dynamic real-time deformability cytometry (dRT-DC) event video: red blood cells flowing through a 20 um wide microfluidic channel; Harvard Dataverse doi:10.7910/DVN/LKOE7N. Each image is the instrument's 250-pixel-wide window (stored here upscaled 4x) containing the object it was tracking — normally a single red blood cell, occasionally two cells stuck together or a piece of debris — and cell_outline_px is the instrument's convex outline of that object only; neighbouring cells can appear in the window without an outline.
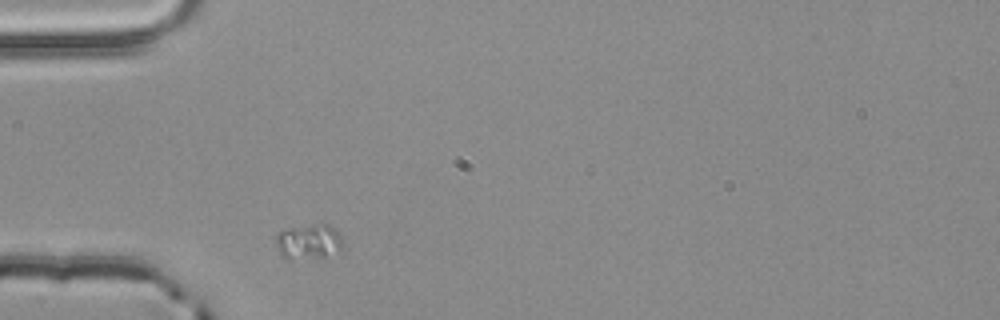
{"species": "common noctule bat (a hibernating species)", "species_latin": "Nyctalus noctula", "temperature_condition": "room temperature", "stored_images_in_passage": 1, "camera_frame_rate_fps": 3000, "um_per_image_px": 0.085, "animal": {"sex": "male", "body_mass_g": 20.4}, "frame": {"image": 1, "passage_image": 1, "time_ms": 0.0, "image_size_px": [1000, 320], "cell_outline_px": [[344, 244], [340, 248], [324, 260], [288, 260], [280, 256], [276, 244], [276, 236], [280, 232], [292, 228], [312, 224], [328, 224], [340, 236]], "centroid_in_image_um": [26.23, 20.62], "position_along_channel_um": 58.8, "area_um2": 14.1}}